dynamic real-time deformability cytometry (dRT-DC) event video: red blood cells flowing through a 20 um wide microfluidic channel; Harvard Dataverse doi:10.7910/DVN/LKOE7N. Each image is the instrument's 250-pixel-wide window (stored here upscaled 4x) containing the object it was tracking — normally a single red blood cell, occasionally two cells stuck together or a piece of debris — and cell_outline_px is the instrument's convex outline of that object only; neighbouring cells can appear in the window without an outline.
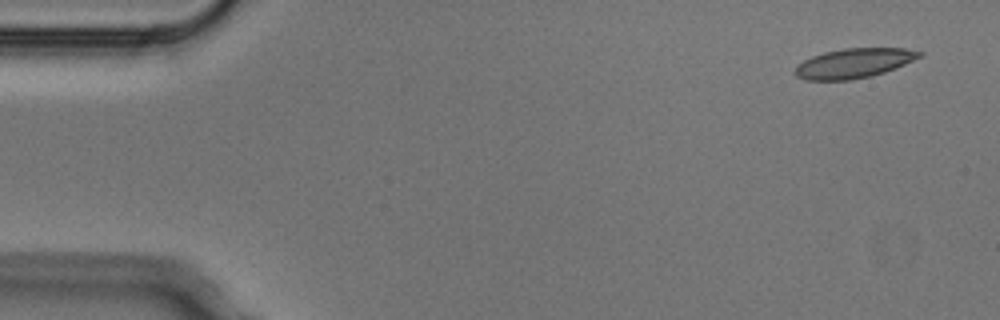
{"species": "Egyptian fruit bat (a non-hibernating species)", "species_latin": "Rousettus aegyptiacus", "temperature_condition": "cold", "stored_images_in_passage": 9, "camera_frame_rate_fps": 3000, "um_per_image_px": 0.085, "animal": {"sex": "male"}, "frame": {"image": 1, "passage_image": 1, "time_ms": 0.0, "image_size_px": [1000, 320], "cell_outline_px": [[924, 56], [884, 72], [872, 76], [852, 80], [804, 80], [796, 76], [792, 72], [796, 64], [812, 56], [824, 52], [844, 48], [904, 48], [924, 52]], "centroid_in_image_um": [72.55, 5.37], "position_along_channel_um": 12.5, "area_um2": 21.73}}
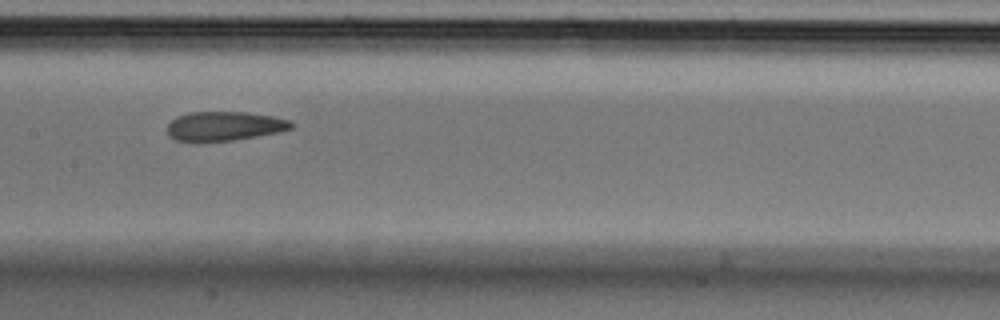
{"frame": {"image": 2, "passage_image": 7, "time_ms": 2.0, "image_size_px": [1000, 320], "cell_outline_px": [[296, 124], [292, 128], [280, 132], [232, 140], [200, 144], [176, 140], [168, 136], [168, 124], [176, 116], [188, 112], [244, 112], [272, 116], [288, 120]], "centroid_in_image_um": [19.02, 10.75], "position_along_channel_um": 188.4, "area_um2": 21.62}}
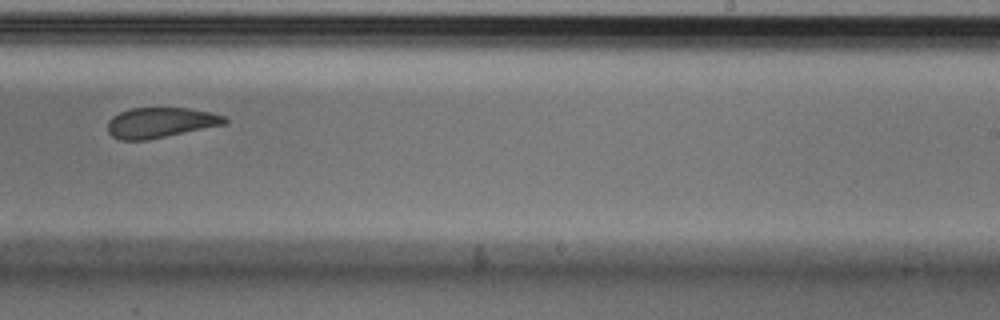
{"frame": {"image": 3, "passage_image": 9, "time_ms": 2.667, "image_size_px": [1000, 320], "cell_outline_px": [[228, 124], [148, 140], [120, 140], [112, 136], [108, 132], [108, 120], [112, 116], [120, 112], [132, 108], [188, 108], [212, 112], [224, 116], [228, 120]], "centroid_in_image_um": [13.67, 10.43], "position_along_channel_um": 275.3, "area_um2": 20.87}}